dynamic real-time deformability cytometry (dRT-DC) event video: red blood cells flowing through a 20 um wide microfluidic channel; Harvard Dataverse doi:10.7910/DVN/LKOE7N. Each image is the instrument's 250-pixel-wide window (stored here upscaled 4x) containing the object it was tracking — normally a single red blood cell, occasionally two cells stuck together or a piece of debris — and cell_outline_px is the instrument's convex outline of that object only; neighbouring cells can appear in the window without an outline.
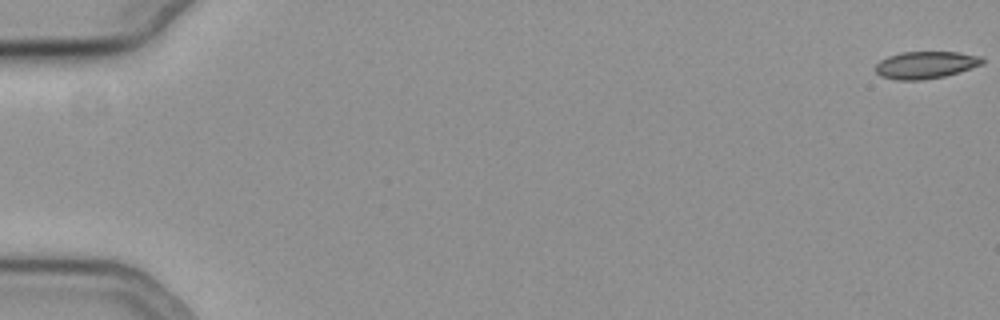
{"species": "common noctule bat (a hibernating species)", "species_latin": "Nyctalus noctula", "temperature_condition": "cold", "stored_images_in_passage": 15, "camera_frame_rate_fps": 3000, "um_per_image_px": 0.085, "animal": {"sex": "female", "body_mass_g": 19.3, "forearm_length_mm": 54.1}, "frame": {"image": 1, "passage_image": 1, "time_ms": 0.0, "image_size_px": [1000, 320], "cell_outline_px": [[984, 64], [960, 72], [944, 76], [920, 80], [896, 80], [880, 76], [876, 72], [876, 64], [880, 60], [888, 56], [900, 52], [956, 52], [980, 56], [984, 60]], "centroid_in_image_um": [78.68, 5.52], "position_along_channel_um": 6.3, "area_um2": 16.99}}